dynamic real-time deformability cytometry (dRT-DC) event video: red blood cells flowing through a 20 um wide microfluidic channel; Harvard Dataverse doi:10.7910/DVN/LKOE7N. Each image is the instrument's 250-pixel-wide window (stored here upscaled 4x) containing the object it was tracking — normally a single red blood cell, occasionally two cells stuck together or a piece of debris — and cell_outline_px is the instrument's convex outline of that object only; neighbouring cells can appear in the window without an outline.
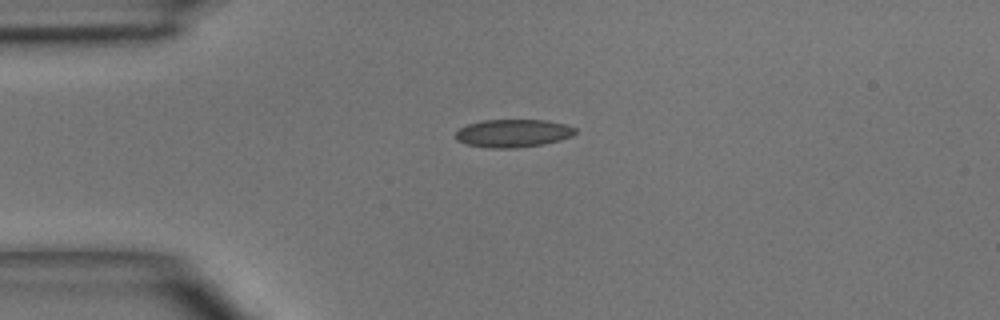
{"species": "common noctule bat (a hibernating species)", "species_latin": "Nyctalus noctula", "temperature_condition": "room temperature", "stored_images_in_passage": 3, "camera_frame_rate_fps": 3000, "um_per_image_px": 0.085, "animal": {"sex": "male", "body_mass_g": 15.6}, "frame": {"image": 1, "passage_image": 1, "time_ms": 0.0, "image_size_px": [1000, 320], "cell_outline_px": [[576, 132], [572, 136], [560, 140], [544, 144], [516, 148], [488, 148], [464, 144], [456, 140], [456, 132], [460, 128], [468, 124], [484, 120], [544, 120], [564, 124], [576, 128]], "centroid_in_image_um": [43.59, 11.33], "position_along_channel_um": 41.4, "area_um2": 19.54}}
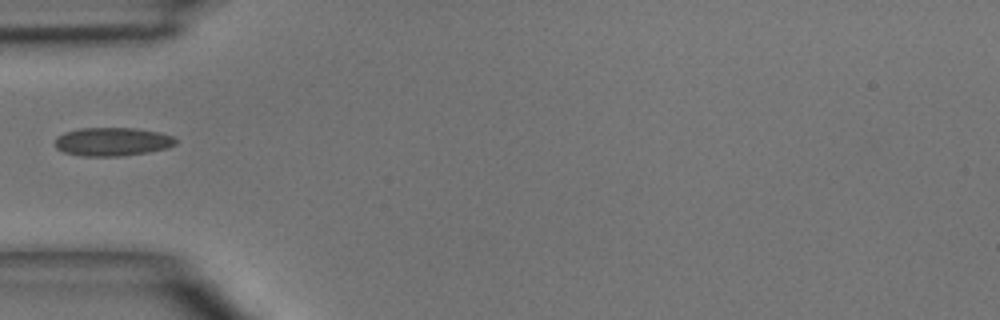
{"frame": {"image": 2, "passage_image": 2, "time_ms": 1.333, "image_size_px": [1000, 320], "cell_outline_px": [[176, 144], [164, 148], [148, 152], [120, 156], [80, 156], [64, 152], [56, 148], [56, 136], [64, 132], [80, 128], [132, 128], [160, 132], [172, 136], [176, 140]], "centroid_in_image_um": [9.51, 12.04], "position_along_channel_um": 75.5, "area_um2": 19.94}}
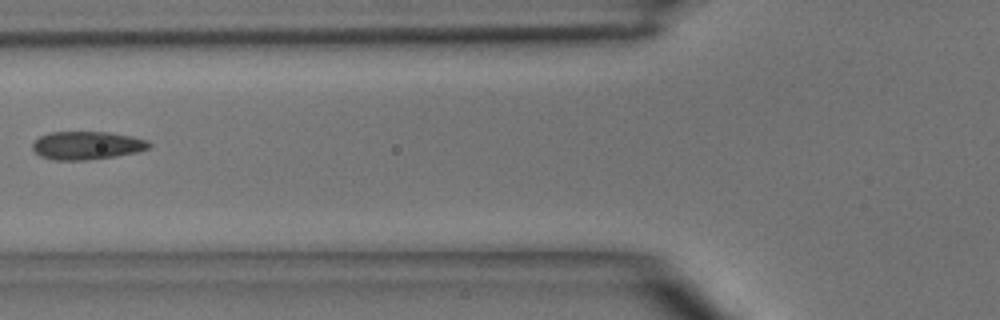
{"frame": {"image": 3, "passage_image": 3, "time_ms": 2.333, "image_size_px": [1000, 320], "cell_outline_px": [[152, 144], [148, 148], [136, 152], [116, 156], [84, 160], [52, 160], [40, 156], [32, 148], [32, 144], [40, 136], [48, 132], [108, 132], [132, 136], [148, 140]], "centroid_in_image_um": [7.38, 12.36], "position_along_channel_um": 118.4, "area_um2": 19.13}}